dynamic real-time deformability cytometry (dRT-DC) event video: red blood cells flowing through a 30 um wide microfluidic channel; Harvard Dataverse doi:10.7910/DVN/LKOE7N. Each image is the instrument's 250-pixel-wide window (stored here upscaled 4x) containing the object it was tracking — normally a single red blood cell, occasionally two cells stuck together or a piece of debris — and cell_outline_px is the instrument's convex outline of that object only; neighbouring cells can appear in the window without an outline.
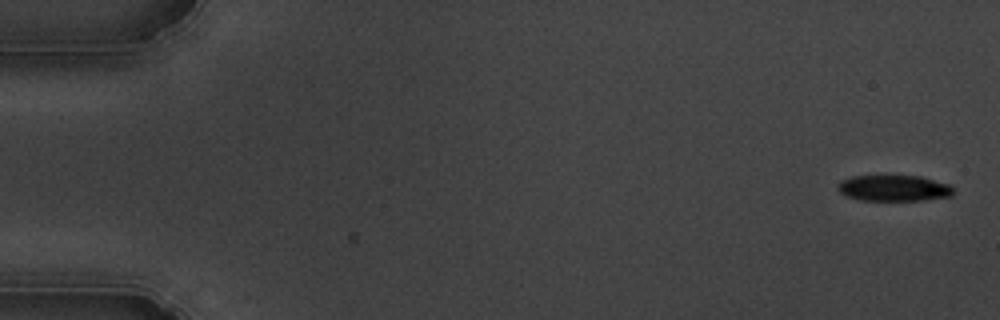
{"species": "common noctule bat (a hibernating species)", "species_latin": "Nyctalus noctula", "temperature_condition": "cold", "stored_images_in_passage": 2, "camera_frame_rate_fps": 3000, "um_per_image_px": 0.085, "animal": {"sex": "male", "body_mass_g": 19.5, "forearm_length_mm": 54.6}, "frame": {"image": 1, "passage_image": 1, "time_ms": 0.0, "image_size_px": [1000, 320], "cell_outline_px": [[952, 196], [920, 200], [860, 200], [848, 196], [840, 192], [836, 188], [840, 180], [852, 176], [920, 176], [948, 184], [952, 188]], "centroid_in_image_um": [75.93, 15.99], "position_along_channel_um": 9.1, "area_um2": 17.34}}